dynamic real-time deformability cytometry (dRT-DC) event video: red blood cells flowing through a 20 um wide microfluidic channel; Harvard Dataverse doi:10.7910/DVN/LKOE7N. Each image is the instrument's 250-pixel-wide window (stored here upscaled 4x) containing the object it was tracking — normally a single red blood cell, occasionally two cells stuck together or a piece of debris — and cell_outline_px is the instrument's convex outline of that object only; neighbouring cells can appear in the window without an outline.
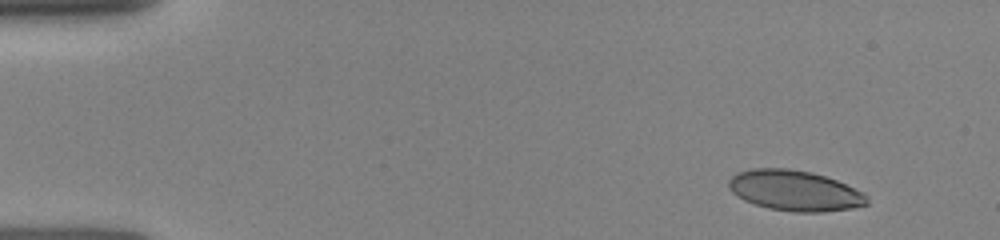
{"species": "human", "species_latin": "Homo sapiens", "temperature_condition": "room temperature", "stored_images_in_passage": 54, "camera_frame_rate_fps": 3000, "um_per_image_px": 0.085, "donor": {"sex": "female"}, "frame": {"image": 1, "passage_image": 1, "time_ms": 0.0, "image_size_px": [1000, 240], "cell_outline_px": [[868, 204], [852, 208], [824, 212], [792, 212], [768, 208], [744, 200], [732, 192], [728, 188], [728, 180], [736, 172], [752, 168], [788, 168], [812, 172], [836, 180], [864, 192], [868, 196]], "centroid_in_image_um": [67.55, 16.2], "position_along_channel_um": 17.5, "area_um2": 32.83}}
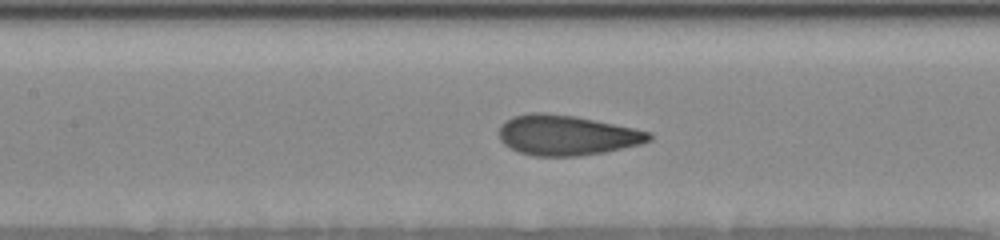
{"frame": {"image": 2, "passage_image": 31, "time_ms": 6.0, "image_size_px": [1000, 240], "cell_outline_px": [[652, 140], [640, 144], [604, 152], [580, 156], [532, 156], [520, 152], [504, 144], [500, 140], [500, 124], [504, 120], [512, 116], [528, 112], [544, 112], [576, 116], [652, 132]], "centroid_in_image_um": [48.15, 11.48], "position_along_channel_um": 159.3, "area_um2": 35.26}}
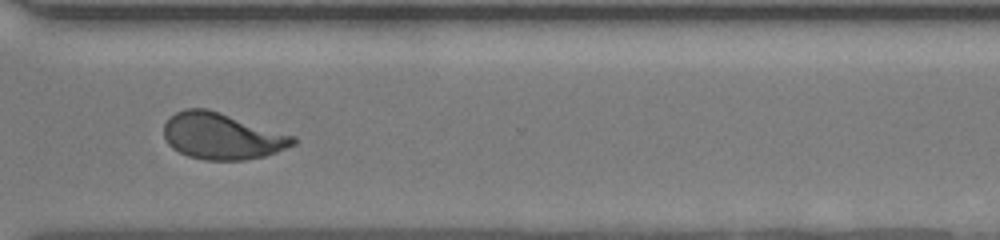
{"frame": {"image": 3, "passage_image": 53, "time_ms": 10.667, "image_size_px": [1000, 240], "cell_outline_px": [[296, 144], [276, 152], [264, 156], [244, 160], [204, 160], [188, 156], [172, 148], [168, 144], [164, 136], [164, 124], [176, 112], [184, 108], [208, 108], [296, 136]], "centroid_in_image_um": [18.88, 11.57], "position_along_channel_um": 351.7, "area_um2": 35.03}}